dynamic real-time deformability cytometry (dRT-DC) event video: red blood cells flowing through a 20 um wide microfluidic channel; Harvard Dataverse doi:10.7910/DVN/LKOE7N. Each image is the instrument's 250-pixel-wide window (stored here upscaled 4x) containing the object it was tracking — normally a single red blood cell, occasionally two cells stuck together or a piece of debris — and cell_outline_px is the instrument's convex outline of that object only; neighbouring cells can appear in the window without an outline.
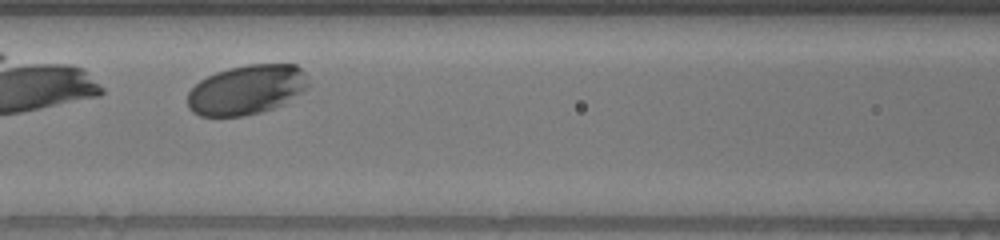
{"species": "human", "species_latin": "Homo sapiens", "temperature_condition": "warm", "stored_images_in_passage": 28, "camera_frame_rate_fps": 3000, "um_per_image_px": 0.085, "donor": {"sex": "male"}, "frame": {"image": 1, "passage_image": 8, "time_ms": 2.333, "image_size_px": [1000, 240], "cell_outline_px": [[308, 88], [284, 104], [260, 112], [244, 116], [200, 116], [192, 112], [188, 108], [188, 92], [200, 80], [216, 72], [228, 68], [248, 64], [296, 64], [304, 72], [308, 80]], "centroid_in_image_um": [20.96, 7.63], "position_along_channel_um": 145.6, "area_um2": 35.03}}
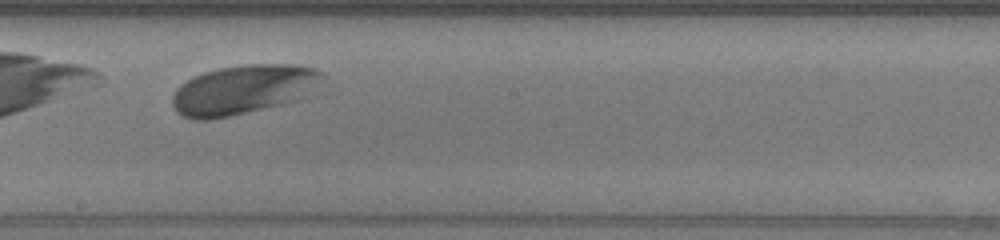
{"frame": {"image": 2, "passage_image": 15, "time_ms": 4.667, "image_size_px": [1000, 240], "cell_outline_px": [[324, 76], [300, 100], [228, 116], [208, 120], [196, 120], [184, 116], [176, 112], [172, 104], [172, 96], [176, 88], [180, 84], [192, 76], [204, 72], [220, 68], [248, 64], [296, 64], [316, 68]], "centroid_in_image_um": [20.63, 7.61], "position_along_channel_um": 227.6, "area_um2": 43.0}}
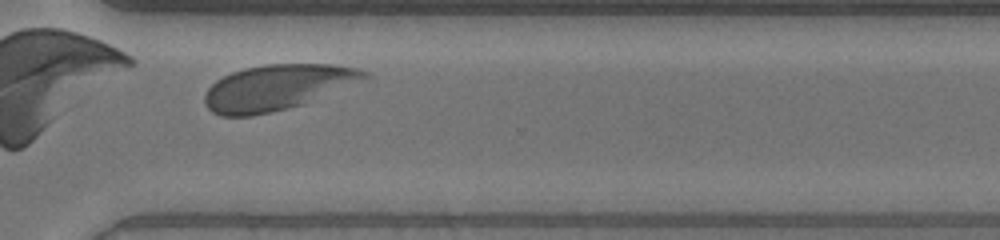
{"frame": {"image": 3, "passage_image": 25, "time_ms": 8.0, "image_size_px": [1000, 240], "cell_outline_px": [[372, 76], [304, 104], [272, 112], [252, 116], [220, 116], [212, 112], [204, 104], [204, 92], [216, 80], [232, 72], [244, 68], [264, 64], [332, 64], [356, 68], [368, 72]], "centroid_in_image_um": [23.53, 7.43], "position_along_channel_um": 347.1, "area_um2": 42.37}}